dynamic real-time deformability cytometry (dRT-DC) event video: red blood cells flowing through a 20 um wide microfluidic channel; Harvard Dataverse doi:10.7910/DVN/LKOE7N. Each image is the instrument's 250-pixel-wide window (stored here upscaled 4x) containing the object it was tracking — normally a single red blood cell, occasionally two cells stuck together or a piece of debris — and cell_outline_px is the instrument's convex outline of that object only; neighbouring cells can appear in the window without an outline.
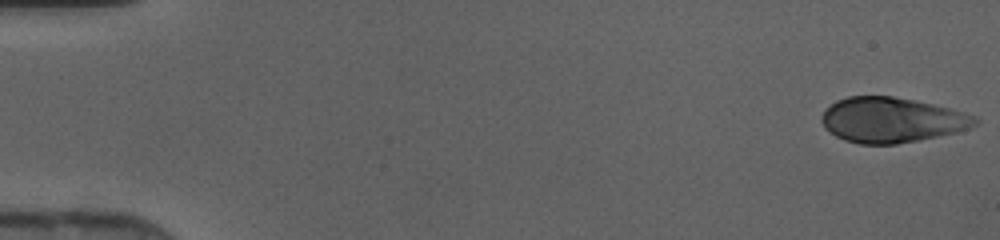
{"species": "human", "species_latin": "Homo sapiens", "temperature_condition": "cold", "stored_images_in_passage": 46, "camera_frame_rate_fps": 3000, "um_per_image_px": 0.085, "donor": {"sex": "female"}, "frame": {"image": 1, "passage_image": 1, "time_ms": 0.0, "image_size_px": [1000, 240], "cell_outline_px": [[980, 120], [976, 124], [968, 128], [956, 132], [896, 144], [860, 144], [844, 140], [836, 136], [824, 128], [820, 120], [820, 116], [836, 100], [848, 96], [892, 96], [932, 104], [964, 112], [976, 116]], "centroid_in_image_um": [75.76, 10.2], "position_along_channel_um": 9.2, "area_um2": 40.11}}
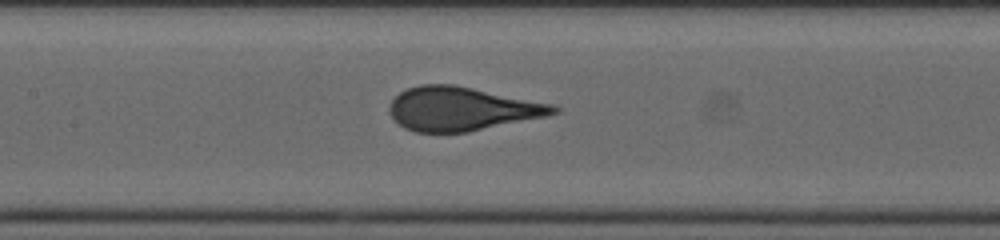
{"frame": {"image": 2, "passage_image": 22, "time_ms": 7.0, "image_size_px": [1000, 240], "cell_outline_px": [[560, 112], [548, 116], [468, 132], [416, 132], [404, 128], [392, 116], [388, 108], [392, 100], [400, 92], [408, 88], [420, 84], [452, 84], [552, 104], [560, 108]], "centroid_in_image_um": [39.26, 9.25], "position_along_channel_um": 168.1, "area_um2": 41.56}}
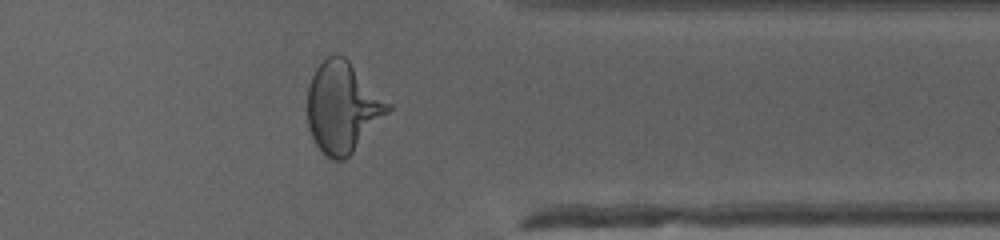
{"frame": {"image": 3, "passage_image": 37, "time_ms": 12.0, "image_size_px": [1000, 240], "cell_outline_px": [[392, 108], [352, 152], [344, 160], [332, 160], [316, 144], [308, 128], [308, 88], [312, 76], [316, 68], [328, 56], [344, 56], [392, 104]], "centroid_in_image_um": [29.13, 9.11], "position_along_channel_um": 382.3, "area_um2": 41.85}}